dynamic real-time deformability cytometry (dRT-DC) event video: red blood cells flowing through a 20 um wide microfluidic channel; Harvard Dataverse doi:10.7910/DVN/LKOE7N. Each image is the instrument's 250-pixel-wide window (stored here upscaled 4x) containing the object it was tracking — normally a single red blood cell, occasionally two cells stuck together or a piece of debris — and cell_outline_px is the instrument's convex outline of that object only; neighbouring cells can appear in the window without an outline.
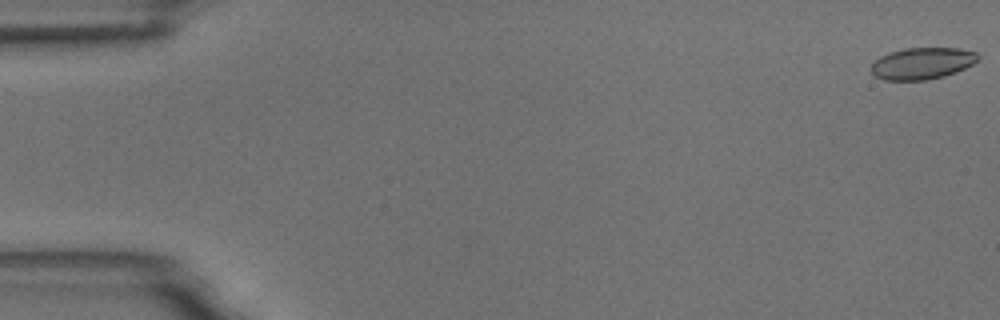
{"species": "common noctule bat (a hibernating species)", "species_latin": "Nyctalus noctula", "temperature_condition": "room temperature", "stored_images_in_passage": 5, "camera_frame_rate_fps": 3000, "um_per_image_px": 0.085, "animal": {"sex": "male", "body_mass_g": 18.8}, "frame": {"image": 1, "passage_image": 1, "time_ms": 0.0, "image_size_px": [1000, 320], "cell_outline_px": [[980, 56], [972, 64], [956, 72], [944, 76], [924, 80], [884, 80], [876, 76], [872, 72], [872, 64], [880, 56], [888, 52], [904, 48], [960, 48], [976, 52]], "centroid_in_image_um": [78.38, 5.38], "position_along_channel_um": 6.6, "area_um2": 19.65}}
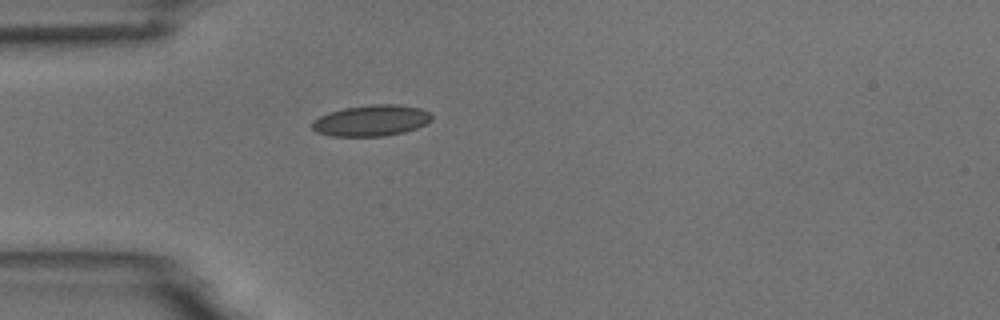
{"frame": {"image": 2, "passage_image": 5, "time_ms": 5.0, "image_size_px": [1000, 320], "cell_outline_px": [[432, 120], [416, 128], [404, 132], [384, 136], [328, 136], [316, 132], [312, 128], [312, 120], [328, 112], [344, 108], [372, 104], [396, 104], [420, 108], [428, 112], [432, 116]], "centroid_in_image_um": [31.53, 10.25], "position_along_channel_um": 53.5, "area_um2": 21.73}}